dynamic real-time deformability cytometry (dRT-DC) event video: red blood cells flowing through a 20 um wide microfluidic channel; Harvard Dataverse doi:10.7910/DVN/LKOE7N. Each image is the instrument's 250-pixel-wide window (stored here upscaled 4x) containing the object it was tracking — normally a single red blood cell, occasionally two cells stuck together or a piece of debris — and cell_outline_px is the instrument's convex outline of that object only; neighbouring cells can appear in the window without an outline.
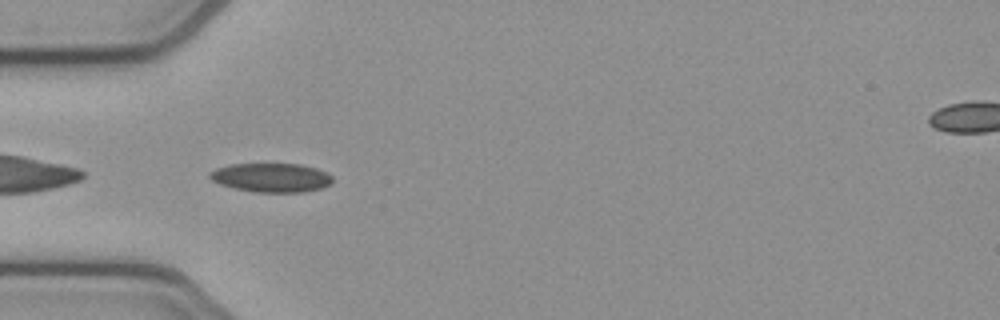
{"species": "common noctule bat (a hibernating species)", "species_latin": "Nyctalus noctula", "temperature_condition": "cold", "stored_images_in_passage": 38, "camera_frame_rate_fps": 3000, "um_per_image_px": 0.085, "animal": {"sex": "female", "body_mass_g": 21.9}, "frame": {"image": 1, "passage_image": 1, "time_ms": 0.0, "image_size_px": [1000, 320], "cell_outline_px": [[332, 184], [320, 188], [304, 192], [256, 192], [236, 188], [220, 184], [212, 180], [208, 176], [208, 172], [216, 168], [228, 164], [300, 164], [316, 168], [328, 172], [332, 176]], "centroid_in_image_um": [23.07, 15.09], "position_along_channel_um": 61.9, "area_um2": 20.81}}
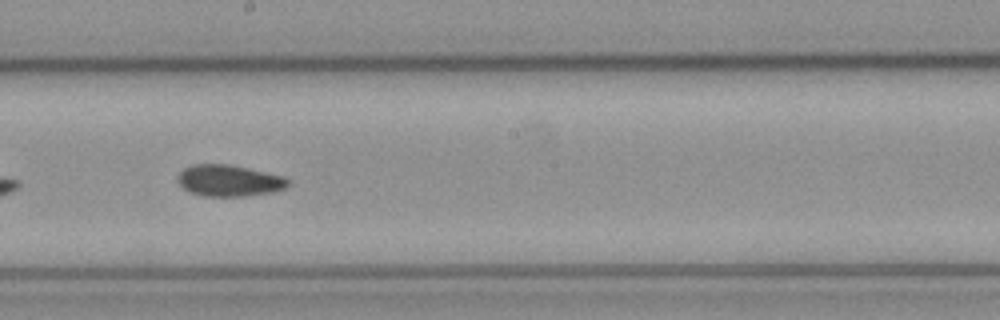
{"frame": {"image": 2, "passage_image": 14, "time_ms": 4.333, "image_size_px": [1000, 320], "cell_outline_px": [[292, 184], [288, 188], [272, 192], [244, 196], [204, 196], [188, 192], [176, 180], [176, 176], [184, 168], [192, 164], [228, 164], [248, 168], [284, 176]], "centroid_in_image_um": [19.48, 15.35], "position_along_channel_um": 228.7, "area_um2": 20.46}}
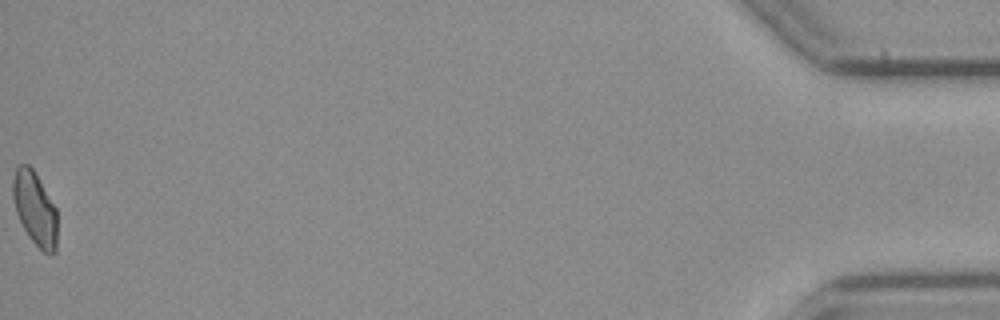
{"frame": {"image": 3, "passage_image": 38, "time_ms": 12.333, "image_size_px": [1000, 320], "cell_outline_px": [[56, 252], [52, 256], [44, 252], [28, 236], [16, 212], [12, 196], [12, 180], [16, 168], [20, 164], [28, 164], [32, 168], [56, 208]], "centroid_in_image_um": [2.95, 17.73], "position_along_channel_um": 432.2, "area_um2": 18.84}, "authors_computed_cell_mechanics": {"area_um2": 20.2011, "velocity_mm_per_s": 3.8676, "shape_relaxation_time_tau1_ms": null, "shape_relaxation_time_tau2_ms": 3.136, "deformation_change_tau1": null, "deformation_change_tau2": 0.0796}}